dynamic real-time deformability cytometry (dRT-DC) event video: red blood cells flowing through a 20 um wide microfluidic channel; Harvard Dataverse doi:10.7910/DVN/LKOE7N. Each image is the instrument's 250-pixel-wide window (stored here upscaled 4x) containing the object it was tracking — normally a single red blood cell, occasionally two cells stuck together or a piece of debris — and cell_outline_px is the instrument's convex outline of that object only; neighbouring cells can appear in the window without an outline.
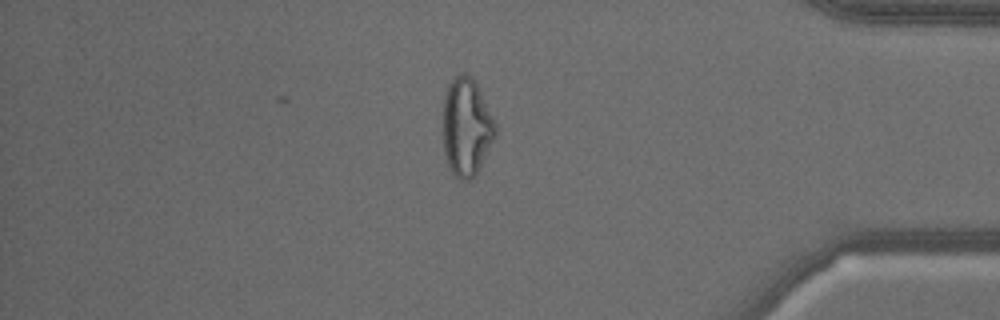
{"species": "common noctule bat (a hibernating species)", "species_latin": "Nyctalus noctula", "temperature_condition": "warm", "stored_images_in_passage": 48, "camera_frame_rate_fps": 3000, "um_per_image_px": 0.085, "animal": {"sex": "male", "body_mass_g": 18.8}, "frame": {"image": 1, "passage_image": 48, "time_ms": 15.667, "image_size_px": [1000, 320], "cell_outline_px": [[496, 136], [476, 172], [468, 180], [460, 180], [452, 172], [448, 164], [444, 152], [444, 96], [448, 84], [460, 72], [464, 72], [476, 84], [496, 124]], "centroid_in_image_um": [39.64, 10.79], "position_along_channel_um": 395.6, "area_um2": 29.19}, "authors_computed_cell_mechanics": {"area_um2": 29.189, "velocity_mm_per_s": 3.5521, "shape_relaxation_time_tau1_ms": null, "shape_relaxation_time_tau2_ms": 1.3724, "deformation_change_tau1": null, "deformation_change_tau2": 0.1066}}